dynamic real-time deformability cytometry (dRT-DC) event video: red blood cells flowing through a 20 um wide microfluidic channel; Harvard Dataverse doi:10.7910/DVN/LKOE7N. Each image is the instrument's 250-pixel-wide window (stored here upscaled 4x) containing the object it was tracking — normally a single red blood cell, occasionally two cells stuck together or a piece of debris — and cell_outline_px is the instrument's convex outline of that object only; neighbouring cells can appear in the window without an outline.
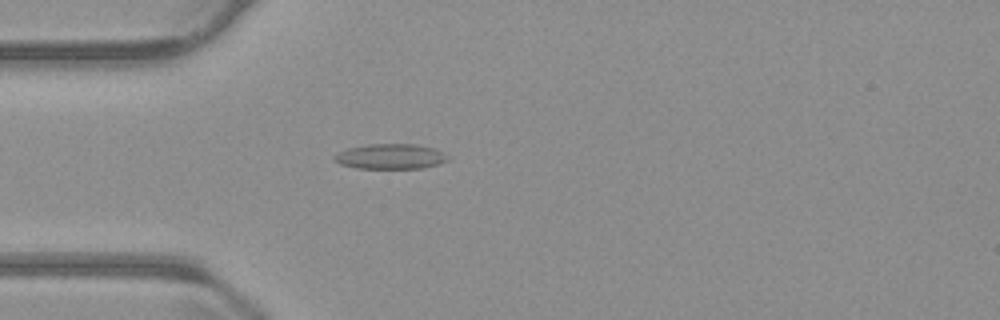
{"species": "common noctule bat (a hibernating species)", "species_latin": "Nyctalus noctula", "temperature_condition": "warm", "stored_images_in_passage": 54, "camera_frame_rate_fps": 3000, "um_per_image_px": 0.085, "animal": {"sex": "male", "body_mass_g": 23.1, "forearm_length_mm": 52.7}, "frame": {"image": 1, "passage_image": 15, "time_ms": 4.667, "image_size_px": [1000, 320], "cell_outline_px": [[448, 160], [440, 164], [420, 168], [356, 168], [340, 164], [332, 156], [348, 148], [368, 144], [416, 144], [432, 148], [448, 156]], "centroid_in_image_um": [33.18, 13.3], "position_along_channel_um": 51.8, "area_um2": 16.42}}
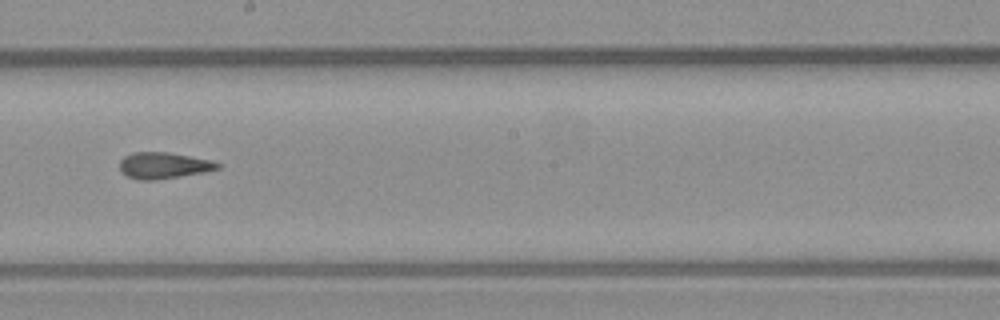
{"frame": {"image": 2, "passage_image": 30, "time_ms": 9.667, "image_size_px": [1000, 320], "cell_outline_px": [[224, 164], [220, 168], [204, 172], [156, 180], [140, 180], [128, 176], [120, 172], [120, 160], [124, 156], [132, 152], [168, 152], [212, 160]], "centroid_in_image_um": [13.92, 14.06], "position_along_channel_um": 234.3, "area_um2": 15.14}}
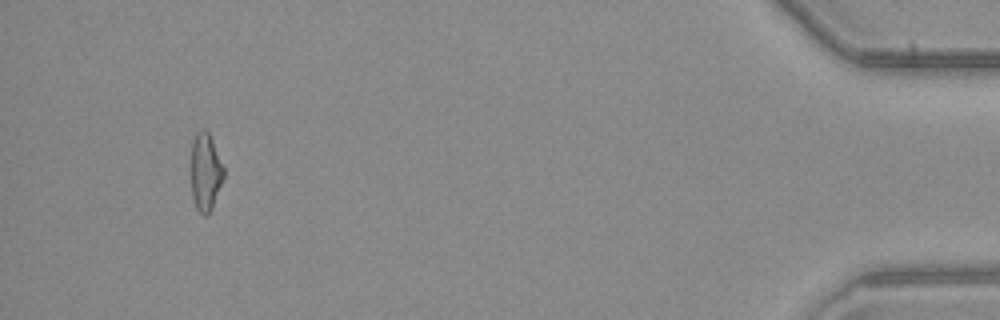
{"frame": {"image": 3, "passage_image": 51, "time_ms": 16.667, "image_size_px": [1000, 320], "cell_outline_px": [[224, 176], [212, 208], [208, 216], [204, 216], [196, 208], [192, 196], [192, 140], [196, 132], [200, 128], [204, 128], [208, 132], [212, 140], [224, 168]], "centroid_in_image_um": [17.46, 14.61], "position_along_channel_um": 417.7, "area_um2": 14.68}, "authors_computed_cell_mechanics": {"area_um2": 15.4615, "velocity_mm_per_s": 3.7779, "shape_relaxation_time_tau1_ms": null, "shape_relaxation_time_tau2_ms": 2.6556, "deformation_change_tau1": null, "deformation_change_tau2": 0.1194}}